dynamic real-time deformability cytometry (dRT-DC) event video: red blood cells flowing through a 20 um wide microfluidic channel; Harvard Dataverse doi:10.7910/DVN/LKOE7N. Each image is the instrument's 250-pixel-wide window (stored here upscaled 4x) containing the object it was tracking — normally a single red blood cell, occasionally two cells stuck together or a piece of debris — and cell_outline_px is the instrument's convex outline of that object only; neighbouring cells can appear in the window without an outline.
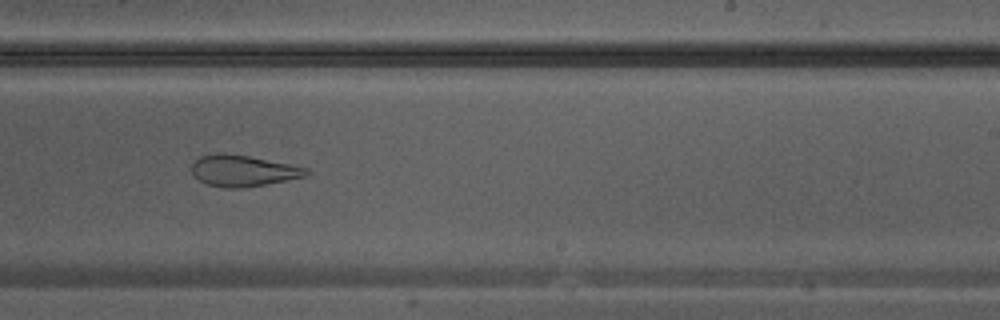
{"species": "Egyptian fruit bat (a non-hibernating species)", "species_latin": "Rousettus aegyptiacus", "temperature_condition": "warm", "stored_images_in_passage": 26, "camera_frame_rate_fps": 3000, "um_per_image_px": 0.085, "animal": {"sex": "male"}, "frame": {"image": 1, "passage_image": 15, "time_ms": 4.667, "image_size_px": [1000, 320], "cell_outline_px": [[312, 172], [304, 176], [288, 180], [244, 188], [224, 188], [208, 184], [200, 180], [192, 172], [192, 164], [200, 156], [220, 152], [224, 152], [248, 156], [308, 168]], "centroid_in_image_um": [20.66, 14.51], "position_along_channel_um": 268.3, "area_um2": 20.75}}
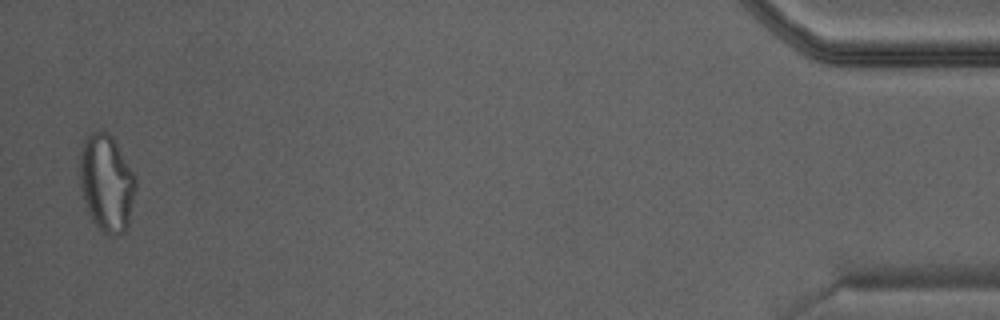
{"frame": {"image": 2, "passage_image": 26, "time_ms": 8.333, "image_size_px": [1000, 320], "cell_outline_px": [[136, 188], [128, 228], [120, 236], [112, 236], [104, 232], [96, 224], [88, 212], [84, 200], [80, 184], [80, 152], [84, 140], [92, 132], [104, 132], [112, 136], [136, 176]], "centroid_in_image_um": [9.08, 15.58], "position_along_channel_um": 426.1, "area_um2": 31.56}}